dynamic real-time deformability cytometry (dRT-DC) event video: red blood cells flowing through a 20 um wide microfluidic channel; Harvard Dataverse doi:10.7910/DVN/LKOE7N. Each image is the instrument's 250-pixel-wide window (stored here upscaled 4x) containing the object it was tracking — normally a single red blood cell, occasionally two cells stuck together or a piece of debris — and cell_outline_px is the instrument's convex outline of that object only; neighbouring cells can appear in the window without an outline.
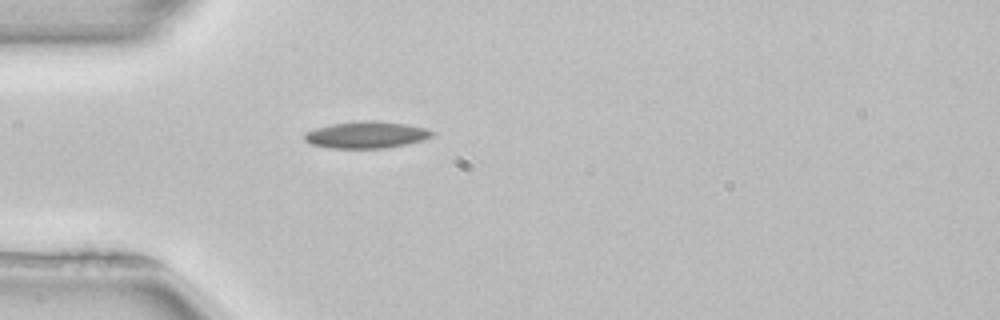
{"species": "common noctule bat (a hibernating species)", "species_latin": "Nyctalus noctula", "temperature_condition": "room temperature", "stored_images_in_passage": 38, "camera_frame_rate_fps": 3000, "um_per_image_px": 0.085, "animal": {"sex": "female", "body_mass_g": 22.7, "forearm_length_mm": 54.2}, "frame": {"image": 1, "passage_image": 1, "time_ms": 0.0, "image_size_px": [1000, 320], "cell_outline_px": [[436, 132], [432, 136], [408, 144], [388, 148], [332, 148], [312, 144], [304, 140], [304, 132], [316, 128], [332, 124], [360, 120], [372, 120], [408, 124], [424, 128]], "centroid_in_image_um": [31.14, 11.45], "position_along_channel_um": 53.9, "area_um2": 19.94}, "authors_computed_cell_mechanics": {"area_um2": 17.918, "velocity_mm_per_s": 3.9482, "shape_relaxation_time_tau1_ms": 11.3064, "shape_relaxation_time_tau2_ms": null, "deformation_change_tau1": 0.2002, "deformation_change_tau2": null}}